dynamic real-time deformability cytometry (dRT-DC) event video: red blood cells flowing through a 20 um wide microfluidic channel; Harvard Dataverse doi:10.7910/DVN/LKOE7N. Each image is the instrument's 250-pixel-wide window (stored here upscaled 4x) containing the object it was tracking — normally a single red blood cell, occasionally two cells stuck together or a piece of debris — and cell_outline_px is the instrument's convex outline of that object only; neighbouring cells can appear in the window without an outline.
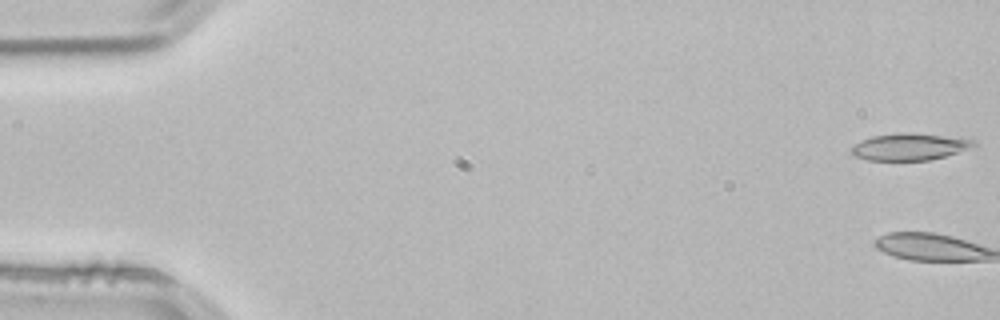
{"species": "common noctule bat (a hibernating species)", "species_latin": "Nyctalus noctula", "temperature_condition": "room temperature", "stored_images_in_passage": 3, "camera_frame_rate_fps": 3000, "um_per_image_px": 0.085, "animal": {"sex": "male", "body_mass_g": 21.5, "forearm_length_mm": 52.0}, "frame": {"image": 1, "passage_image": 1, "time_ms": 0.0, "image_size_px": [1000, 320], "cell_outline_px": [[976, 144], [956, 152], [944, 156], [928, 160], [868, 160], [852, 156], [852, 144], [860, 140], [872, 136], [940, 136], [976, 140]], "centroid_in_image_um": [77.21, 12.54], "position_along_channel_um": 7.8, "area_um2": 17.74}}